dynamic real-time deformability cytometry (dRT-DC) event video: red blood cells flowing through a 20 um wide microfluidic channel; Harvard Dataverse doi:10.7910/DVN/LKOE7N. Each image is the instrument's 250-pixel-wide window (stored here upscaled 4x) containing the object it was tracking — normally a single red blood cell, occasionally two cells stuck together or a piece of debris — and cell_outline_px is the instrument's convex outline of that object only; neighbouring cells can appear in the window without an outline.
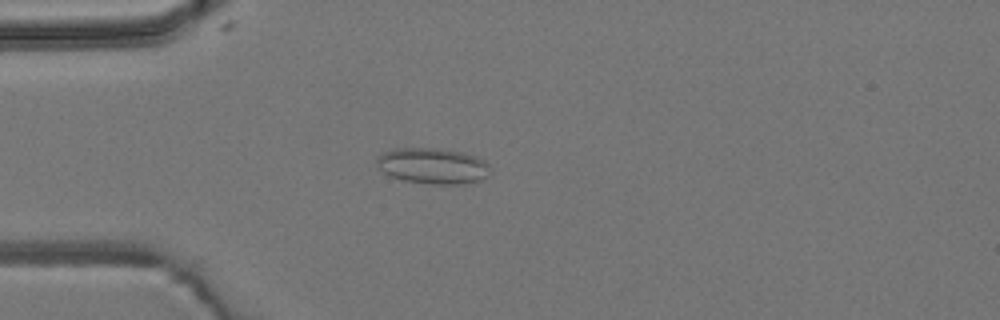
{"species": "common noctule bat (a hibernating species)", "species_latin": "Nyctalus noctula", "temperature_condition": "room temperature", "stored_images_in_passage": 5, "camera_frame_rate_fps": 3000, "um_per_image_px": 0.085, "animal": {"sex": "male", "body_mass_g": 19.2, "forearm_length_mm": 51.8}, "frame": {"image": 1, "passage_image": 5, "time_ms": 4.333, "image_size_px": [1000, 320], "cell_outline_px": [[492, 168], [488, 176], [480, 180], [460, 184], [432, 184], [404, 180], [392, 176], [384, 172], [376, 164], [376, 156], [384, 152], [396, 148], [436, 148], [464, 152], [476, 156], [484, 160]], "centroid_in_image_um": [36.81, 14.09], "position_along_channel_um": 48.2, "area_um2": 23.81}}